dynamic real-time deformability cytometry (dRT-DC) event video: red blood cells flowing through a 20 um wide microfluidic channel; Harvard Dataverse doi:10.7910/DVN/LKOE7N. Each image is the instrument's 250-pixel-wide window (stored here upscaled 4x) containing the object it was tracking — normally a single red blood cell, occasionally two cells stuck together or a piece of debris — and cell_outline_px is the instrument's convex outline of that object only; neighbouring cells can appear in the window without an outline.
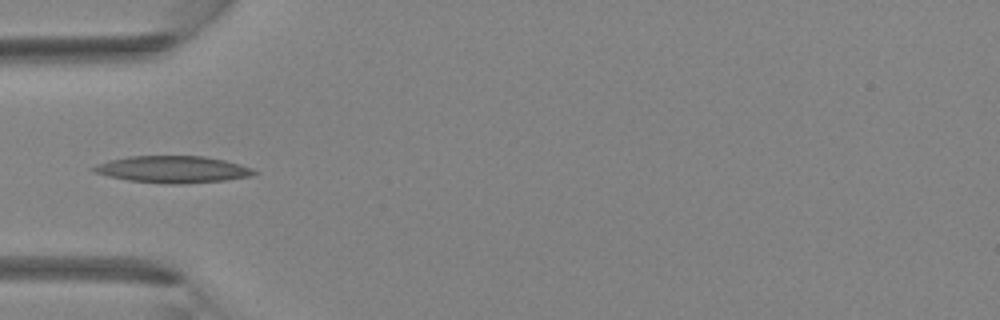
{"species": "Egyptian fruit bat (a non-hibernating species)", "species_latin": "Rousettus aegyptiacus", "temperature_condition": "room temperature", "stored_images_in_passage": 34, "camera_frame_rate_fps": 3000, "um_per_image_px": 0.085, "animal": {"sex": "female"}, "frame": {"image": 1, "passage_image": 7, "time_ms": 2.0, "image_size_px": [1000, 320], "cell_outline_px": [[260, 172], [252, 176], [224, 180], [184, 184], [168, 184], [128, 180], [108, 176], [92, 172], [88, 168], [96, 164], [108, 160], [128, 156], [204, 156], [224, 160], [240, 164], [252, 168]], "centroid_in_image_um": [14.66, 14.39], "position_along_channel_um": 70.3, "area_um2": 25.37}}
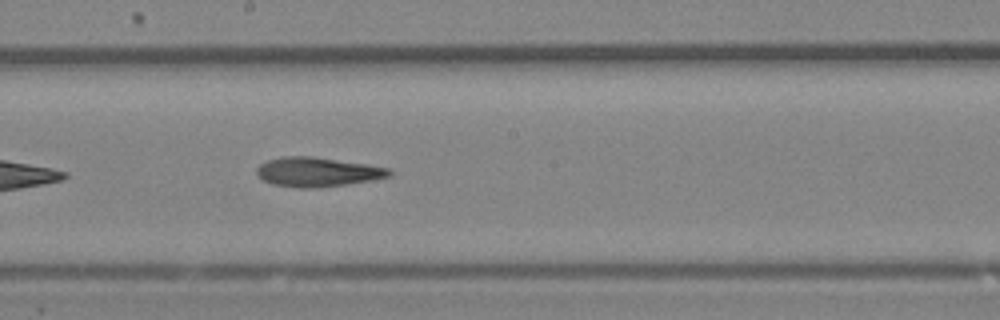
{"frame": {"image": 2, "passage_image": 16, "time_ms": 5.0, "image_size_px": [1000, 320], "cell_outline_px": [[392, 176], [372, 180], [320, 188], [296, 188], [272, 184], [264, 180], [256, 172], [256, 168], [260, 164], [268, 160], [280, 156], [312, 156], [368, 164], [392, 168]], "centroid_in_image_um": [27.02, 14.61], "position_along_channel_um": 221.2, "area_um2": 22.95}}
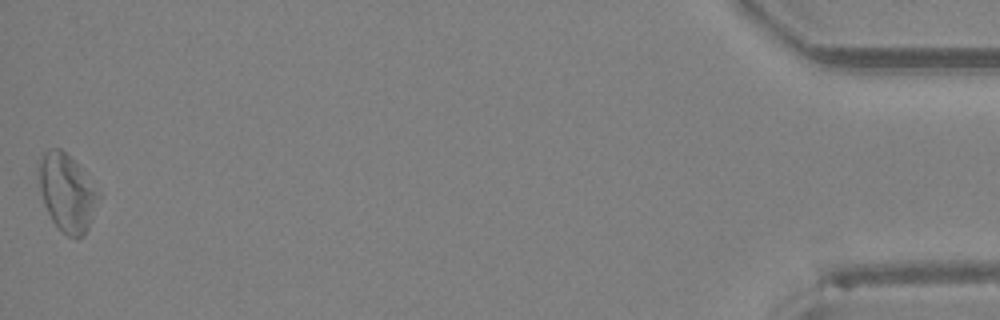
{"frame": {"image": 3, "passage_image": 34, "time_ms": 11.0, "image_size_px": [1000, 320], "cell_outline_px": [[100, 196], [88, 228], [84, 236], [76, 240], [68, 236], [52, 220], [44, 204], [40, 188], [40, 160], [44, 152], [48, 148], [60, 148], [84, 168]], "centroid_in_image_um": [5.72, 16.37], "position_along_channel_um": 429.5, "area_um2": 26.76}}